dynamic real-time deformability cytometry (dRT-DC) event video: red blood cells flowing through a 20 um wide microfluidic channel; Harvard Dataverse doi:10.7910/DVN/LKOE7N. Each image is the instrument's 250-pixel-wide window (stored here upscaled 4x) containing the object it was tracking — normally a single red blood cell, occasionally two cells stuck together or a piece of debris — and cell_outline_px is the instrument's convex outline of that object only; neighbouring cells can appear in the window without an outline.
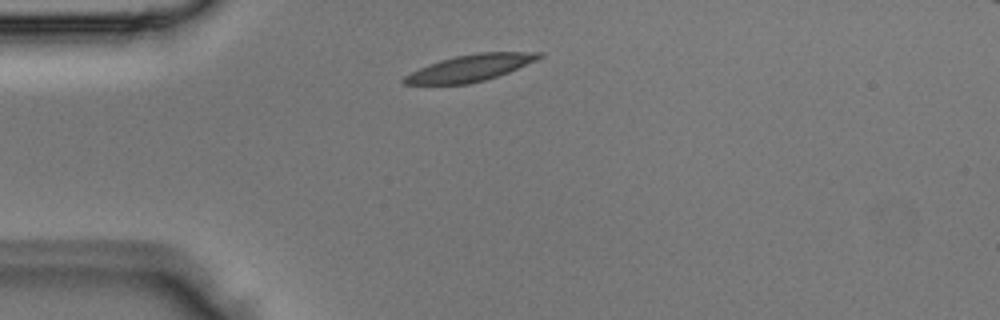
{"species": "Egyptian fruit bat (a non-hibernating species)", "species_latin": "Rousettus aegyptiacus", "temperature_condition": "room temperature", "stored_images_in_passage": 2, "camera_frame_rate_fps": 3000, "um_per_image_px": 0.085, "animal": {"sex": "male"}, "frame": {"image": 1, "passage_image": 2, "time_ms": 0.333, "image_size_px": [1000, 320], "cell_outline_px": [[544, 56], [536, 60], [508, 72], [484, 80], [468, 84], [404, 84], [400, 80], [404, 76], [428, 64], [440, 60], [456, 56], [476, 52], [544, 52]], "centroid_in_image_um": [39.96, 5.77], "position_along_channel_um": 45.0, "area_um2": 20.75}}